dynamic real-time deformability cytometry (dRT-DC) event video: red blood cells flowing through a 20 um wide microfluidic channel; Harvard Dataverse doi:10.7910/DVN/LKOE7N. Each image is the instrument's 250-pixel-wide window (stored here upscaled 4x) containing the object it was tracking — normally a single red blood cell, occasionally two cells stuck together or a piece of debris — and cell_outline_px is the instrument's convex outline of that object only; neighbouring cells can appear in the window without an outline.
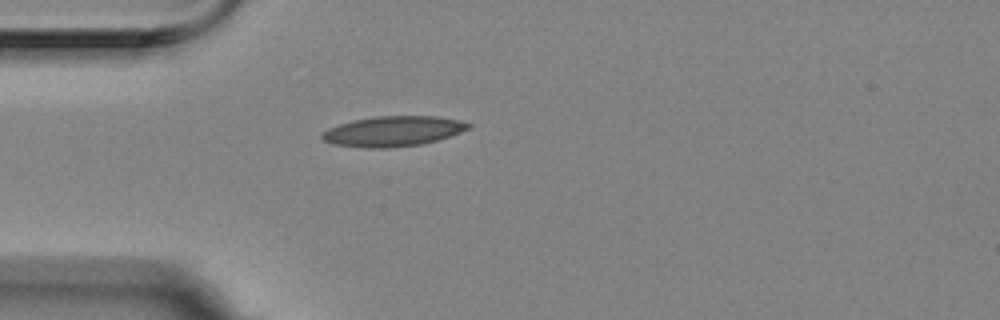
{"species": "Egyptian fruit bat (a non-hibernating species)", "species_latin": "Rousettus aegyptiacus", "temperature_condition": "room temperature", "stored_images_in_passage": 3, "camera_frame_rate_fps": 3000, "um_per_image_px": 0.085, "animal": {"sex": "female"}, "frame": {"image": 1, "passage_image": 3, "time_ms": 0.667, "image_size_px": [1000, 320], "cell_outline_px": [[472, 124], [468, 128], [460, 132], [436, 140], [420, 144], [388, 148], [364, 148], [332, 144], [324, 140], [320, 136], [320, 132], [328, 128], [352, 120], [376, 116], [436, 116], [460, 120]], "centroid_in_image_um": [33.35, 11.15], "position_along_channel_um": 51.6, "area_um2": 25.72}}